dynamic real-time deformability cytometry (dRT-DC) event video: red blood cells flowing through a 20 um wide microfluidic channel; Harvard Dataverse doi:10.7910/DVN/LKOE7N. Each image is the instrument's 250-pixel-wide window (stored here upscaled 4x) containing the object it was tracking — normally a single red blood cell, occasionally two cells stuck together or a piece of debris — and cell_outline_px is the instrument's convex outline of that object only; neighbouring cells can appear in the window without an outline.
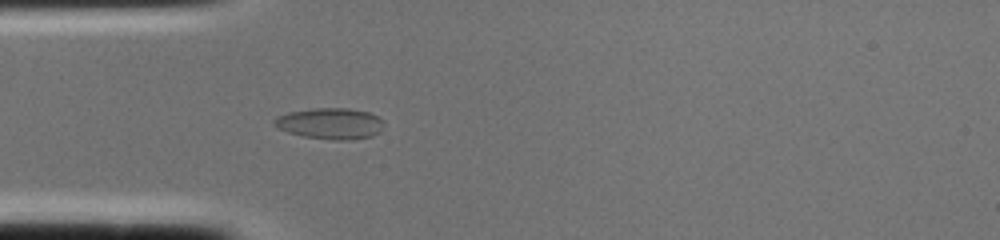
{"species": "common noctule bat (a hibernating species)", "species_latin": "Nyctalus noctula", "temperature_condition": "cold", "stored_images_in_passage": 2, "camera_frame_rate_fps": 3000, "um_per_image_px": 0.085, "animal": {"sex": "female", "body_mass_g": 22.0, "forearm_length_mm": 56.7}, "frame": {"image": 1, "passage_image": 2, "time_ms": 0.333, "image_size_px": [1000, 240], "cell_outline_px": [[380, 132], [372, 136], [352, 140], [332, 140], [304, 136], [288, 132], [276, 128], [272, 124], [272, 120], [276, 116], [288, 112], [316, 108], [348, 108], [368, 112], [376, 116], [380, 120]], "centroid_in_image_um": [27.99, 10.5], "position_along_channel_um": 57.0, "area_um2": 19.83}}